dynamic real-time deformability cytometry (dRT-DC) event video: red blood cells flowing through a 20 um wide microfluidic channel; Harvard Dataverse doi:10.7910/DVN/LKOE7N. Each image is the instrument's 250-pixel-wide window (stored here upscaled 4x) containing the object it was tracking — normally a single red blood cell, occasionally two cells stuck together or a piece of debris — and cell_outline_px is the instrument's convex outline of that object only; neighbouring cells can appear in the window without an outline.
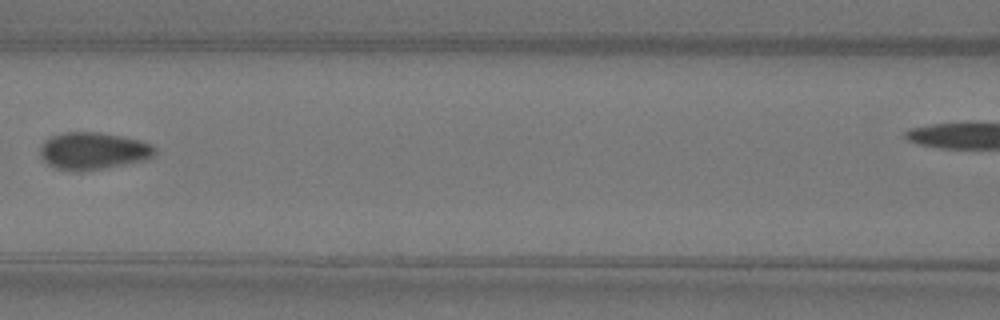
{"species": "Egyptian fruit bat (a non-hibernating species)", "species_latin": "Rousettus aegyptiacus", "temperature_condition": "warm", "stored_images_in_passage": 6, "camera_frame_rate_fps": 3000, "um_per_image_px": 0.085, "animal": {"sex": "female"}, "frame": {"image": 1, "passage_image": 6, "time_ms": 1.667, "image_size_px": [1000, 320], "cell_outline_px": [[156, 156], [144, 160], [104, 168], [80, 172], [76, 172], [56, 168], [48, 164], [40, 156], [40, 148], [44, 140], [52, 136], [64, 132], [96, 132], [120, 136], [140, 140], [152, 144], [156, 148]], "centroid_in_image_um": [7.92, 12.83], "position_along_channel_um": 158.7, "area_um2": 24.97}}